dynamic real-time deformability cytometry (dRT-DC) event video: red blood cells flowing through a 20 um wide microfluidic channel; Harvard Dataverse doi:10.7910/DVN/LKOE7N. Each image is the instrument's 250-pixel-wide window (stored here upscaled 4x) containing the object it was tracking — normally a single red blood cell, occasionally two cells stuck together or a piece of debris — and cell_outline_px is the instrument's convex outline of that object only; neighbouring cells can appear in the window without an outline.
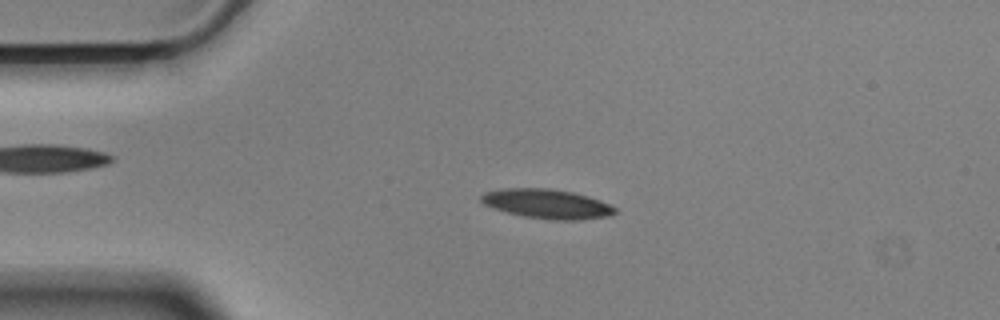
{"species": "Egyptian fruit bat (a non-hibernating species)", "species_latin": "Rousettus aegyptiacus", "temperature_condition": "cold", "stored_images_in_passage": 57, "camera_frame_rate_fps": 3000, "um_per_image_px": 0.085, "animal": {"sex": "male"}, "frame": {"image": 1, "passage_image": 12, "time_ms": 3.667, "image_size_px": [1000, 320], "cell_outline_px": [[616, 212], [608, 216], [580, 220], [552, 220], [524, 216], [508, 212], [484, 204], [480, 200], [480, 196], [484, 192], [500, 188], [552, 188], [572, 192], [588, 196], [600, 200], [616, 208]], "centroid_in_image_um": [46.49, 17.32], "position_along_channel_um": 38.5, "area_um2": 22.89}}
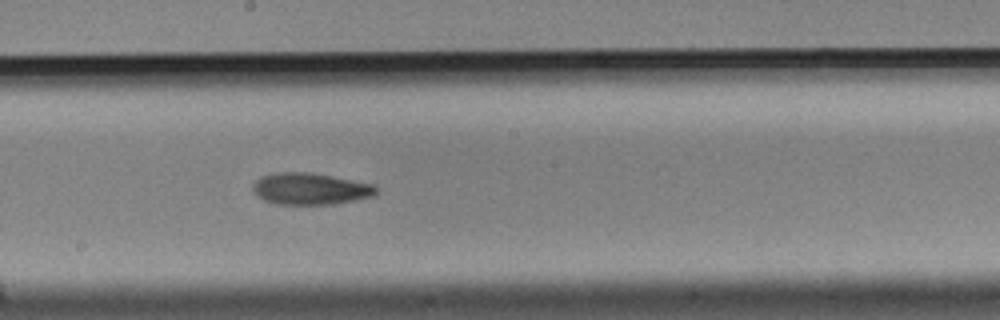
{"frame": {"image": 2, "passage_image": 30, "time_ms": 9.667, "image_size_px": [1000, 320], "cell_outline_px": [[376, 196], [356, 200], [332, 204], [276, 204], [264, 200], [252, 188], [256, 180], [260, 176], [276, 172], [308, 172], [332, 176], [376, 184]], "centroid_in_image_um": [26.42, 16.04], "position_along_channel_um": 221.8, "area_um2": 22.77}}
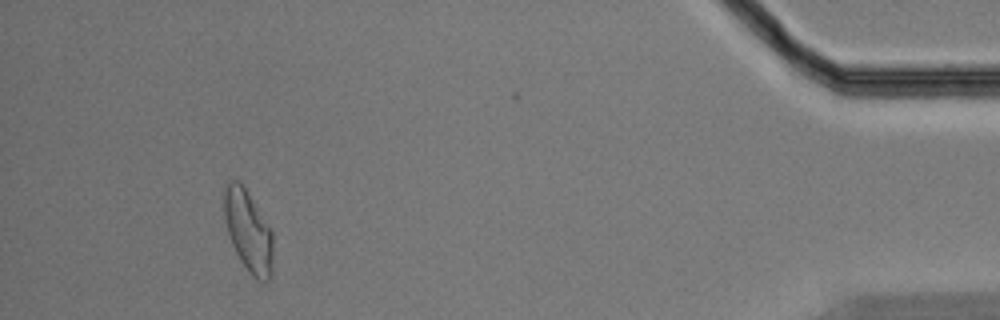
{"frame": {"image": 3, "passage_image": 52, "time_ms": 17.0, "image_size_px": [1000, 320], "cell_outline_px": [[272, 272], [268, 280], [256, 280], [252, 276], [240, 260], [228, 236], [224, 216], [224, 192], [228, 180], [240, 180], [272, 232]], "centroid_in_image_um": [21.08, 19.64], "position_along_channel_um": 414.1, "area_um2": 22.95}, "authors_computed_cell_mechanics": {"area_um2": 22.1952, "velocity_mm_per_s": 3.5178, "shape_relaxation_time_tau1_ms": 7.699, "shape_relaxation_time_tau2_ms": 3.7937, "deformation_change_tau1": 0.1984, "deformation_change_tau2": 0.1118}}